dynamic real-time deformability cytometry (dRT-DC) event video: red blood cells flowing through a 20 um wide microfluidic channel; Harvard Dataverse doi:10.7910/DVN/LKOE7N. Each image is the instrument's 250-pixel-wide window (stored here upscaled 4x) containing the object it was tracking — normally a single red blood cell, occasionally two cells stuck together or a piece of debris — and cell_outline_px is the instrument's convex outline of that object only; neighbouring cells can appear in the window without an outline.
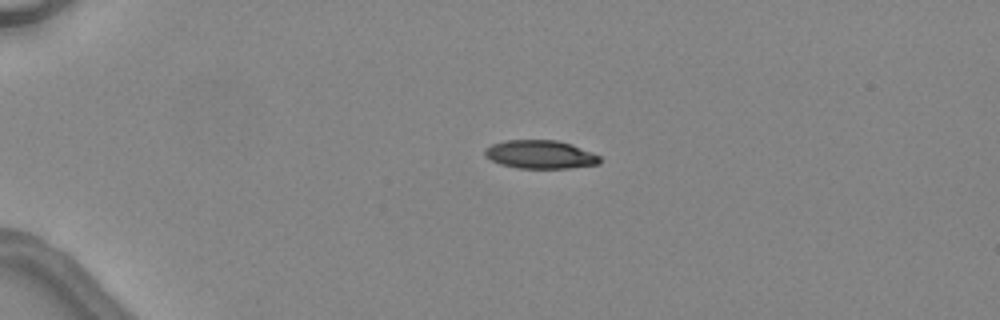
{"species": "common noctule bat (a hibernating species)", "species_latin": "Nyctalus noctula", "temperature_condition": "warm", "stored_images_in_passage": 3, "camera_frame_rate_fps": 3000, "um_per_image_px": 0.085, "animal": {"sex": "female", "body_mass_g": 24.6, "forearm_length_mm": 56.2}, "frame": {"image": 1, "passage_image": 3, "time_ms": 3.333, "image_size_px": [1000, 320], "cell_outline_px": [[600, 164], [572, 168], [516, 168], [500, 164], [484, 156], [484, 148], [492, 144], [504, 140], [556, 140], [572, 144], [592, 152], [600, 156]], "centroid_in_image_um": [45.92, 13.13], "position_along_channel_um": 39.1, "area_um2": 19.19}}